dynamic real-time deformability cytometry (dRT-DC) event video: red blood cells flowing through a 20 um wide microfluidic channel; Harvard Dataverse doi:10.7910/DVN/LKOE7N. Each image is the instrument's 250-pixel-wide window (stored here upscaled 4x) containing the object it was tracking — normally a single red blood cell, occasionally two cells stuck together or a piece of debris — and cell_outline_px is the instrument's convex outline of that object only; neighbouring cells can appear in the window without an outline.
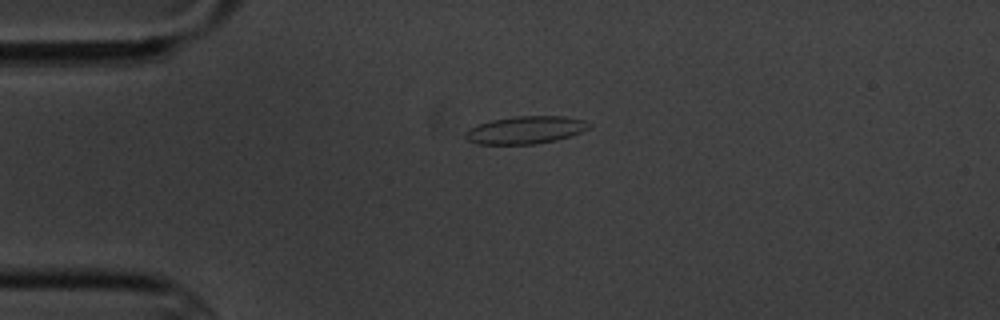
{"species": "common noctule bat (a hibernating species)", "species_latin": "Nyctalus noctula", "temperature_condition": "cold", "stored_images_in_passage": 3, "camera_frame_rate_fps": 3000, "um_per_image_px": 0.085, "animal": {"sex": "male", "body_mass_g": 20.1, "forearm_length_mm": 53.5}, "frame": {"image": 1, "passage_image": 1, "time_ms": 0.0, "image_size_px": [1000, 320], "cell_outline_px": [[592, 128], [556, 140], [536, 144], [476, 144], [468, 140], [464, 136], [464, 132], [468, 128], [492, 120], [512, 116], [564, 116], [584, 120], [592, 124]], "centroid_in_image_um": [44.67, 11.04], "position_along_channel_um": 40.3, "area_um2": 20.0}}